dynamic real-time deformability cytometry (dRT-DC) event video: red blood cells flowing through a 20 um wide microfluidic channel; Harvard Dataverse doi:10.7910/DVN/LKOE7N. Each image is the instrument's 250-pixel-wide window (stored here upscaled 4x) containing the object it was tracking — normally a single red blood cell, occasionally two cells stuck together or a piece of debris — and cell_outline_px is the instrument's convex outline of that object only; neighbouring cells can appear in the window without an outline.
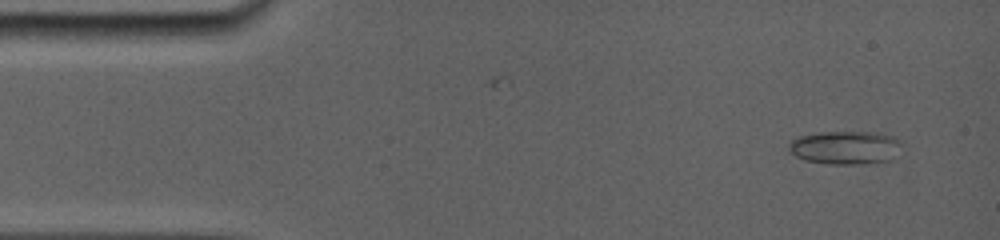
{"species": "common noctule bat (a hibernating species)", "species_latin": "Nyctalus noctula", "temperature_condition": "room temperature", "stored_images_in_passage": 20, "camera_frame_rate_fps": 5000, "um_per_image_px": 0.085, "animal": {"sex": "female", "body_mass_g": 19.0, "forearm_length_mm": 56.7}, "frame": {"image": 1, "passage_image": 1, "time_ms": 0.0, "image_size_px": [1000, 240], "cell_outline_px": [[884, 140], [876, 160], [808, 160], [800, 156], [792, 148], [792, 144], [796, 140], [804, 136], [828, 132], [852, 132], [884, 136]], "centroid_in_image_um": [71.32, 12.44], "position_along_channel_um": 13.7, "area_um2": 16.01}}
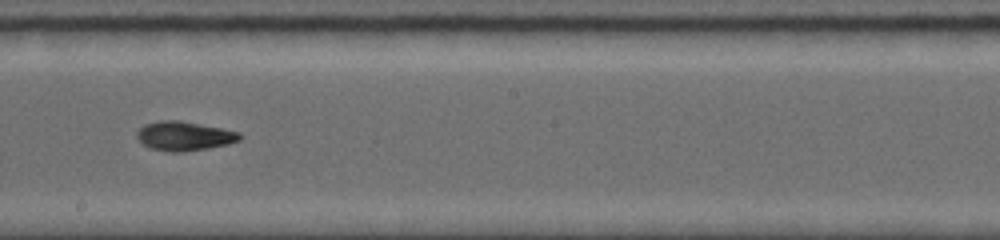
{"frame": {"image": 2, "passage_image": 11, "time_ms": 8.2, "image_size_px": [1000, 240], "cell_outline_px": [[244, 136], [240, 140], [228, 144], [208, 148], [184, 152], [168, 152], [152, 148], [144, 144], [136, 136], [136, 132], [144, 124], [160, 120], [180, 120], [240, 132]], "centroid_in_image_um": [15.68, 11.56], "position_along_channel_um": 232.5, "area_um2": 17.51}}
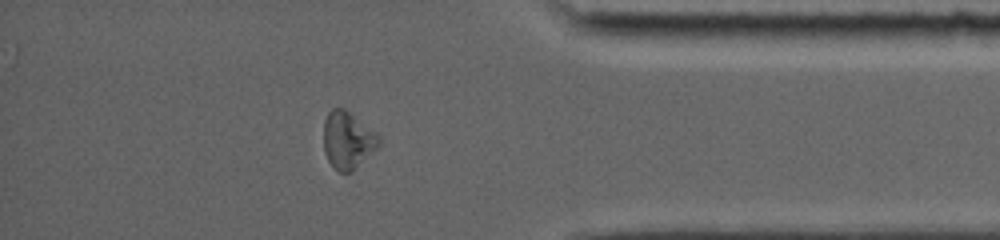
{"frame": {"image": 3, "passage_image": 17, "time_ms": 13.0, "image_size_px": [1000, 240], "cell_outline_px": [[380, 144], [352, 172], [340, 172], [328, 160], [324, 152], [324, 120], [328, 112], [332, 108], [344, 108], [380, 136]], "centroid_in_image_um": [29.54, 11.9], "position_along_channel_um": 405.7, "area_um2": 18.15}, "authors_computed_cell_mechanics": {"area_um2": 16.8198, "velocity_mm_per_s": 3.8346, "shape_relaxation_time_tau1_ms": 10.9261, "shape_relaxation_time_tau2_ms": 5.2331, "deformation_change_tau1": 0.2532, "deformation_change_tau2": 0.0959}}